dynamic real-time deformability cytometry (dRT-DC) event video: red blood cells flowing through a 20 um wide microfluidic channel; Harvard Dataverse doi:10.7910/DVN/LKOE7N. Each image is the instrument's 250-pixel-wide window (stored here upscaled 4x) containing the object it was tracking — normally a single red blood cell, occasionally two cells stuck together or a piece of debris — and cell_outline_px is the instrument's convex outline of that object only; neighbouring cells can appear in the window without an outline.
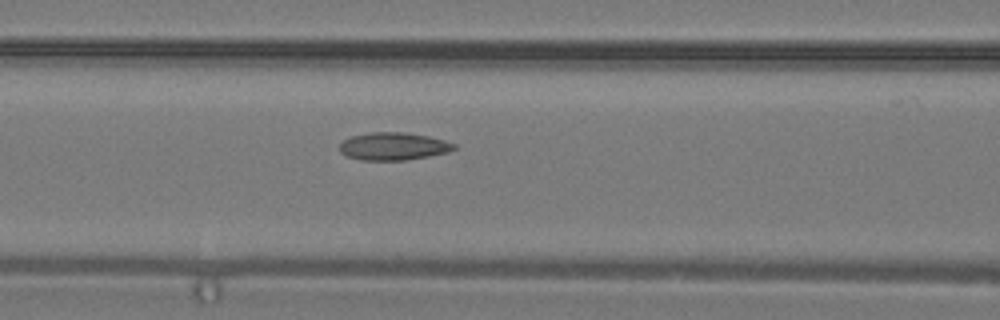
{"species": "common noctule bat (a hibernating species)", "species_latin": "Nyctalus noctula", "temperature_condition": "warm", "stored_images_in_passage": 4, "camera_frame_rate_fps": 3000, "um_per_image_px": 0.085, "animal": {"sex": "male", "body_mass_g": 19.2, "forearm_length_mm": 51.8}, "frame": {"image": 1, "passage_image": 3, "time_ms": 0.667, "image_size_px": [1000, 320], "cell_outline_px": [[456, 148], [448, 152], [428, 156], [404, 160], [360, 160], [348, 156], [340, 152], [340, 144], [344, 140], [352, 136], [372, 132], [404, 132], [428, 136], [444, 140], [456, 144]], "centroid_in_image_um": [33.45, 12.43], "position_along_channel_um": 133.2, "area_um2": 18.32}}